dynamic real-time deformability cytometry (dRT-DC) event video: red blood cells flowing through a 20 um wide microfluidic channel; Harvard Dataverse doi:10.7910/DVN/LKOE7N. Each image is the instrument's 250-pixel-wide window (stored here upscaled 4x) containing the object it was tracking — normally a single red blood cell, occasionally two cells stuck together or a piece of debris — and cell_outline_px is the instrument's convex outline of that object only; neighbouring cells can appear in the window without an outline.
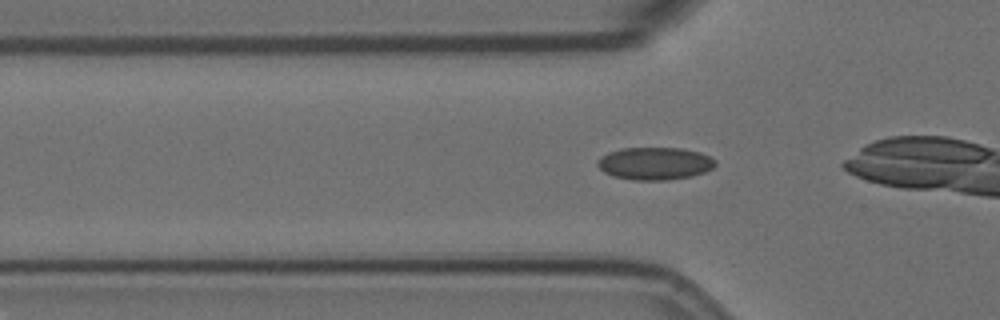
{"species": "Egyptian fruit bat (a non-hibernating species)", "species_latin": "Rousettus aegyptiacus", "temperature_condition": "room temperature", "stored_images_in_passage": 36, "camera_frame_rate_fps": 3000, "um_per_image_px": 0.085, "animal": {"sex": "female"}, "frame": {"image": 1, "passage_image": 12, "time_ms": 3.667, "image_size_px": [1000, 320], "cell_outline_px": [[716, 164], [712, 168], [704, 172], [692, 176], [668, 180], [632, 180], [612, 176], [604, 172], [596, 164], [596, 160], [600, 156], [608, 152], [620, 148], [680, 148], [700, 152], [716, 160]], "centroid_in_image_um": [55.62, 13.89], "position_along_channel_um": 70.2, "area_um2": 22.54}}
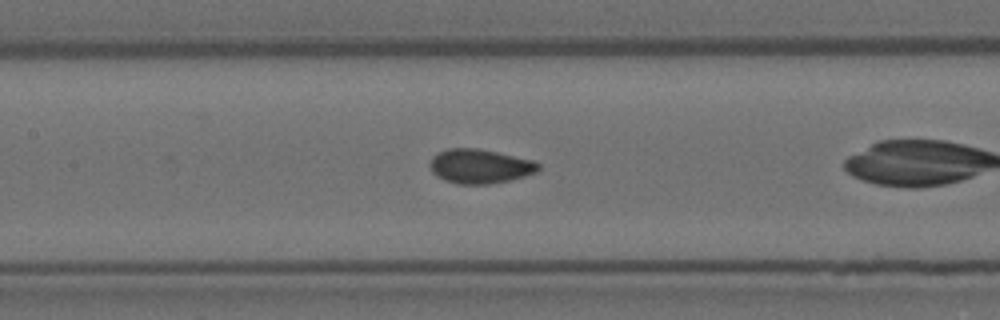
{"frame": {"image": 2, "passage_image": 20, "time_ms": 6.333, "image_size_px": [1000, 320], "cell_outline_px": [[540, 168], [536, 172], [512, 180], [488, 184], [460, 184], [444, 180], [436, 176], [432, 172], [432, 156], [448, 148], [476, 148], [496, 152], [532, 160], [540, 164]], "centroid_in_image_um": [40.81, 14.14], "position_along_channel_um": 166.6, "area_um2": 21.44}}
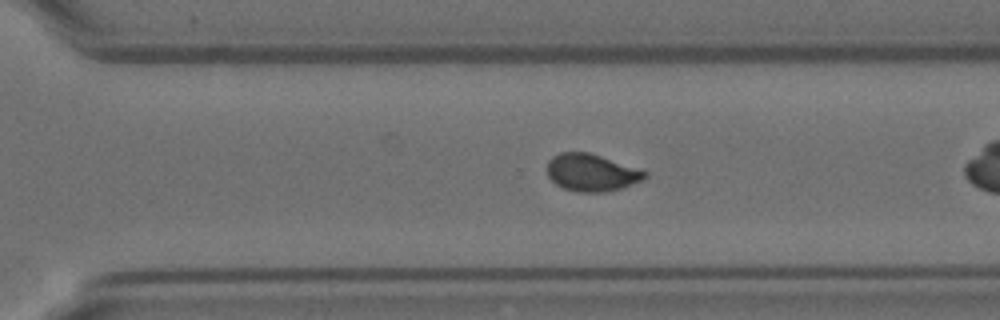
{"frame": {"image": 3, "passage_image": 33, "time_ms": 10.667, "image_size_px": [1000, 320], "cell_outline_px": [[648, 176], [632, 184], [620, 188], [604, 192], [576, 192], [564, 188], [556, 184], [548, 176], [548, 160], [552, 156], [560, 152], [588, 152], [648, 172]], "centroid_in_image_um": [50.24, 14.67], "position_along_channel_um": 320.4, "area_um2": 20.92}}